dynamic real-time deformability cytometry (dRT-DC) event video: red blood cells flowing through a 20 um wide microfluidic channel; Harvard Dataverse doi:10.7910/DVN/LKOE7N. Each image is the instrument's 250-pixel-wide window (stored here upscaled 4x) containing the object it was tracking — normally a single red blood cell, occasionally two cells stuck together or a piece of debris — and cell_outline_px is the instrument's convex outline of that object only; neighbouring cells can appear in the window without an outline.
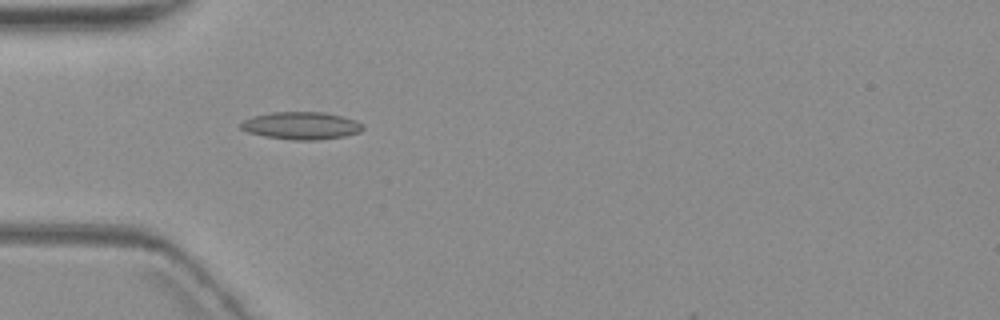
{"species": "common noctule bat (a hibernating species)", "species_latin": "Nyctalus noctula", "temperature_condition": "warm", "stored_images_in_passage": 2, "camera_frame_rate_fps": 3000, "um_per_image_px": 0.085, "animal": {"sex": "female", "body_mass_g": 19.3, "forearm_length_mm": 54.1}, "frame": {"image": 1, "passage_image": 2, "time_ms": 2.0, "image_size_px": [1000, 320], "cell_outline_px": [[364, 128], [360, 132], [344, 136], [320, 140], [292, 140], [264, 136], [248, 132], [240, 128], [240, 124], [244, 120], [252, 116], [268, 112], [324, 112], [356, 120], [364, 124]], "centroid_in_image_um": [25.61, 10.68], "position_along_channel_um": 59.4, "area_um2": 19.71}}